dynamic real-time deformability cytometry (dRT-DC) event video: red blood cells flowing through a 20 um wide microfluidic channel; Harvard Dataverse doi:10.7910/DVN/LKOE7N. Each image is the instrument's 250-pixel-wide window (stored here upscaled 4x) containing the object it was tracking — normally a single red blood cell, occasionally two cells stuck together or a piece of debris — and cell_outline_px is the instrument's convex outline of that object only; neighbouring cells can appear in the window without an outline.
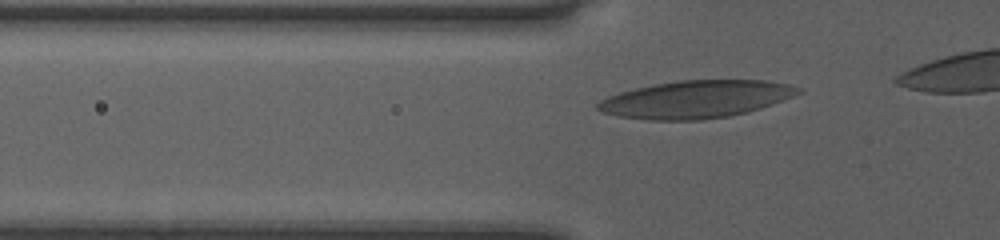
{"species": "human", "species_latin": "Homo sapiens", "temperature_condition": "room temperature", "stored_images_in_passage": 29, "camera_frame_rate_fps": 3000, "um_per_image_px": 0.085, "donor": {"sex": "female"}, "frame": {"image": 1, "passage_image": 2, "time_ms": 0.333, "image_size_px": [1000, 240], "cell_outline_px": [[804, 92], [772, 104], [748, 112], [728, 116], [700, 120], [648, 120], [616, 116], [604, 112], [596, 108], [596, 104], [600, 100], [608, 96], [620, 92], [636, 88], [656, 84], [680, 80], [764, 80], [788, 84], [800, 88]], "centroid_in_image_um": [59.15, 8.44], "position_along_channel_um": 66.6, "area_um2": 43.7}}
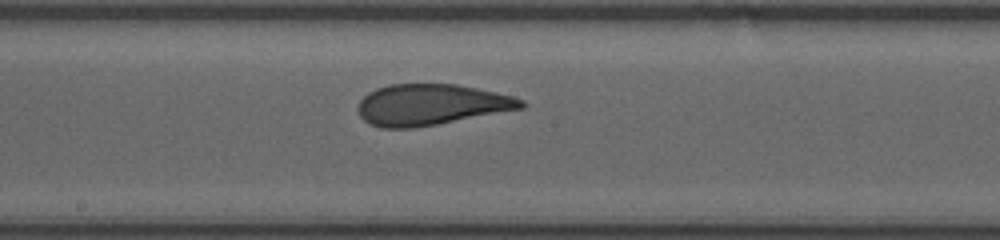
{"frame": {"image": 2, "passage_image": 13, "time_ms": 4.0, "image_size_px": [1000, 240], "cell_outline_px": [[528, 104], [524, 108], [436, 124], [412, 128], [380, 128], [368, 124], [360, 116], [360, 100], [368, 92], [376, 88], [388, 84], [456, 84], [496, 92], [512, 96], [524, 100]], "centroid_in_image_um": [36.64, 8.89], "position_along_channel_um": 211.6, "area_um2": 38.9}}
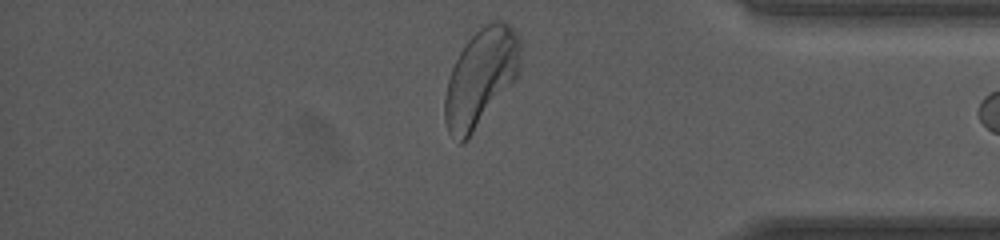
{"frame": {"image": 3, "passage_image": 28, "time_ms": 9.0, "image_size_px": [1000, 240], "cell_outline_px": [[520, 72], [464, 144], [460, 144], [448, 132], [444, 120], [444, 96], [448, 80], [452, 68], [464, 44], [484, 24], [496, 20], [504, 20], [520, 36]], "centroid_in_image_um": [40.85, 6.58], "position_along_channel_um": 394.3, "area_um2": 42.71}}